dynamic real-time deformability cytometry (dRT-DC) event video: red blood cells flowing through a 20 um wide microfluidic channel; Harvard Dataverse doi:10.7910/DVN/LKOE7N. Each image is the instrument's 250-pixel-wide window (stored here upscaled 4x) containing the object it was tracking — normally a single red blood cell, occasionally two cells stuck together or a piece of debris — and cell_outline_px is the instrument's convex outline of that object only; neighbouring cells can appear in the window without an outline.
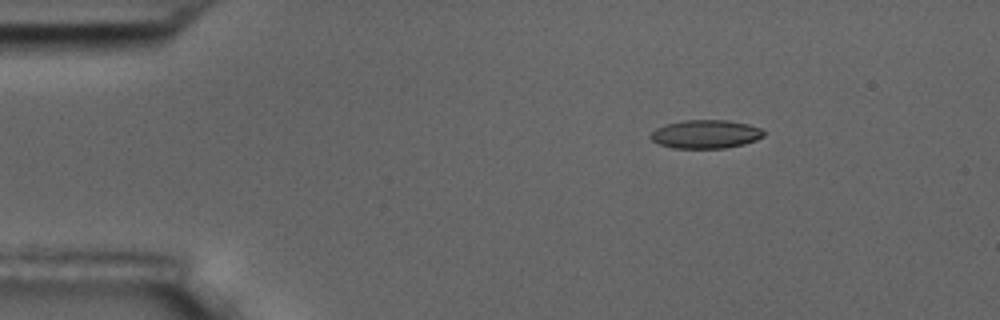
{"species": "common noctule bat (a hibernating species)", "species_latin": "Nyctalus noctula", "temperature_condition": "room temperature", "stored_images_in_passage": 5, "camera_frame_rate_fps": 3000, "um_per_image_px": 0.085, "animal": {"sex": "male", "body_mass_g": 17.5, "forearm_length_mm": 52.3}, "frame": {"image": 1, "passage_image": 2, "time_ms": 2.0, "image_size_px": [1000, 320], "cell_outline_px": [[764, 136], [756, 140], [744, 144], [724, 148], [672, 148], [660, 144], [652, 140], [648, 136], [656, 128], [664, 124], [684, 120], [728, 120], [748, 124], [760, 128], [764, 132]], "centroid_in_image_um": [59.96, 11.4], "position_along_channel_um": 25.0, "area_um2": 18.84}}
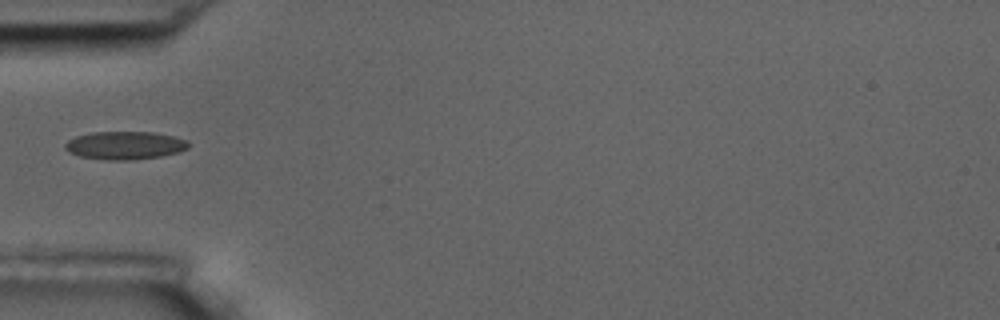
{"frame": {"image": 2, "passage_image": 5, "time_ms": 5.333, "image_size_px": [1000, 320], "cell_outline_px": [[188, 148], [180, 152], [160, 156], [132, 160], [108, 160], [80, 156], [68, 152], [64, 148], [64, 144], [68, 140], [76, 136], [92, 132], [152, 132], [172, 136], [188, 140]], "centroid_in_image_um": [10.6, 12.36], "position_along_channel_um": 74.4, "area_um2": 20.17}}